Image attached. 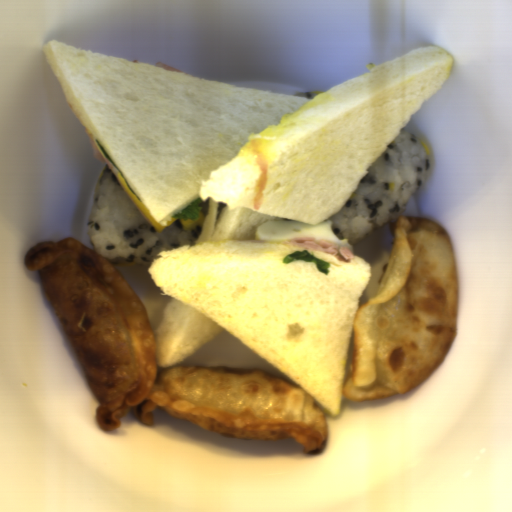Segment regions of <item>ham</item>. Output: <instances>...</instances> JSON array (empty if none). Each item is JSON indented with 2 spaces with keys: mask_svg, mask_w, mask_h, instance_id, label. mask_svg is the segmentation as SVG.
I'll return each mask as SVG.
<instances>
[{
  "mask_svg": "<svg viewBox=\"0 0 512 512\" xmlns=\"http://www.w3.org/2000/svg\"><path fill=\"white\" fill-rule=\"evenodd\" d=\"M288 245L301 248L318 249L328 256L335 257L339 261L350 263L355 259L354 253L346 247L323 241L318 238H296Z\"/></svg>",
  "mask_w": 512,
  "mask_h": 512,
  "instance_id": "obj_1",
  "label": "ham"
},
{
  "mask_svg": "<svg viewBox=\"0 0 512 512\" xmlns=\"http://www.w3.org/2000/svg\"><path fill=\"white\" fill-rule=\"evenodd\" d=\"M85 131V134L87 135L91 145H92V148H93V152H94V157L100 161L101 163H103L105 166H109V170H112L114 171V165L113 163L108 159V157L102 152V150L100 149V147L98 146V144L96 143V139L94 137V135L91 133L90 130H88L87 128L84 129Z\"/></svg>",
  "mask_w": 512,
  "mask_h": 512,
  "instance_id": "obj_2",
  "label": "ham"
},
{
  "mask_svg": "<svg viewBox=\"0 0 512 512\" xmlns=\"http://www.w3.org/2000/svg\"><path fill=\"white\" fill-rule=\"evenodd\" d=\"M154 66L158 67V68H160V69H162L164 71H170V72L181 73V74L182 73H187V72L178 70V69H176V68H174L172 66H169V65H167V64H165L163 62L156 63Z\"/></svg>",
  "mask_w": 512,
  "mask_h": 512,
  "instance_id": "obj_3",
  "label": "ham"
}]
</instances>
